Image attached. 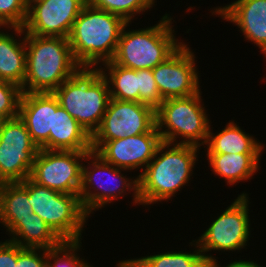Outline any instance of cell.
<instances>
[{
    "instance_id": "cell-2",
    "label": "cell",
    "mask_w": 266,
    "mask_h": 267,
    "mask_svg": "<svg viewBox=\"0 0 266 267\" xmlns=\"http://www.w3.org/2000/svg\"><path fill=\"white\" fill-rule=\"evenodd\" d=\"M199 148L189 144L162 142L138 177L141 204L149 206L158 201L170 200L181 187L189 183Z\"/></svg>"
},
{
    "instance_id": "cell-27",
    "label": "cell",
    "mask_w": 266,
    "mask_h": 267,
    "mask_svg": "<svg viewBox=\"0 0 266 267\" xmlns=\"http://www.w3.org/2000/svg\"><path fill=\"white\" fill-rule=\"evenodd\" d=\"M80 244L81 240L63 241L56 248L48 249L46 253L47 267H91L87 261H83L84 259H80L75 254L78 249L80 250Z\"/></svg>"
},
{
    "instance_id": "cell-12",
    "label": "cell",
    "mask_w": 266,
    "mask_h": 267,
    "mask_svg": "<svg viewBox=\"0 0 266 267\" xmlns=\"http://www.w3.org/2000/svg\"><path fill=\"white\" fill-rule=\"evenodd\" d=\"M38 151L19 116L6 119L0 128V182H22L29 178Z\"/></svg>"
},
{
    "instance_id": "cell-24",
    "label": "cell",
    "mask_w": 266,
    "mask_h": 267,
    "mask_svg": "<svg viewBox=\"0 0 266 267\" xmlns=\"http://www.w3.org/2000/svg\"><path fill=\"white\" fill-rule=\"evenodd\" d=\"M102 65L107 70L104 71L102 67L98 69L108 82L110 98L139 102L138 70L122 67L112 61H107Z\"/></svg>"
},
{
    "instance_id": "cell-19",
    "label": "cell",
    "mask_w": 266,
    "mask_h": 267,
    "mask_svg": "<svg viewBox=\"0 0 266 267\" xmlns=\"http://www.w3.org/2000/svg\"><path fill=\"white\" fill-rule=\"evenodd\" d=\"M205 145L207 154H261L264 150L263 144L246 134L234 121L229 122L218 134L209 129Z\"/></svg>"
},
{
    "instance_id": "cell-14",
    "label": "cell",
    "mask_w": 266,
    "mask_h": 267,
    "mask_svg": "<svg viewBox=\"0 0 266 267\" xmlns=\"http://www.w3.org/2000/svg\"><path fill=\"white\" fill-rule=\"evenodd\" d=\"M88 0H44L27 11L23 30L27 34L68 38L73 23Z\"/></svg>"
},
{
    "instance_id": "cell-4",
    "label": "cell",
    "mask_w": 266,
    "mask_h": 267,
    "mask_svg": "<svg viewBox=\"0 0 266 267\" xmlns=\"http://www.w3.org/2000/svg\"><path fill=\"white\" fill-rule=\"evenodd\" d=\"M59 104L92 136L106 112L110 92L97 68H81L54 92Z\"/></svg>"
},
{
    "instance_id": "cell-13",
    "label": "cell",
    "mask_w": 266,
    "mask_h": 267,
    "mask_svg": "<svg viewBox=\"0 0 266 267\" xmlns=\"http://www.w3.org/2000/svg\"><path fill=\"white\" fill-rule=\"evenodd\" d=\"M183 43L164 62L152 69L163 100L189 97L200 91L194 53Z\"/></svg>"
},
{
    "instance_id": "cell-23",
    "label": "cell",
    "mask_w": 266,
    "mask_h": 267,
    "mask_svg": "<svg viewBox=\"0 0 266 267\" xmlns=\"http://www.w3.org/2000/svg\"><path fill=\"white\" fill-rule=\"evenodd\" d=\"M14 38L13 34L0 31V80L22 88L26 73L25 36L22 42Z\"/></svg>"
},
{
    "instance_id": "cell-33",
    "label": "cell",
    "mask_w": 266,
    "mask_h": 267,
    "mask_svg": "<svg viewBox=\"0 0 266 267\" xmlns=\"http://www.w3.org/2000/svg\"><path fill=\"white\" fill-rule=\"evenodd\" d=\"M218 260L215 262L211 263L209 267H220L221 265L217 263ZM224 267H262L260 264L258 265L256 262L253 261H233L229 264H227Z\"/></svg>"
},
{
    "instance_id": "cell-31",
    "label": "cell",
    "mask_w": 266,
    "mask_h": 267,
    "mask_svg": "<svg viewBox=\"0 0 266 267\" xmlns=\"http://www.w3.org/2000/svg\"><path fill=\"white\" fill-rule=\"evenodd\" d=\"M46 253L47 249L22 248L17 244V264L15 267H47Z\"/></svg>"
},
{
    "instance_id": "cell-30",
    "label": "cell",
    "mask_w": 266,
    "mask_h": 267,
    "mask_svg": "<svg viewBox=\"0 0 266 267\" xmlns=\"http://www.w3.org/2000/svg\"><path fill=\"white\" fill-rule=\"evenodd\" d=\"M139 103L156 110L164 101L156 85L152 69L138 70Z\"/></svg>"
},
{
    "instance_id": "cell-17",
    "label": "cell",
    "mask_w": 266,
    "mask_h": 267,
    "mask_svg": "<svg viewBox=\"0 0 266 267\" xmlns=\"http://www.w3.org/2000/svg\"><path fill=\"white\" fill-rule=\"evenodd\" d=\"M214 10L212 14L237 25L244 38L259 46L266 57V0H236Z\"/></svg>"
},
{
    "instance_id": "cell-22",
    "label": "cell",
    "mask_w": 266,
    "mask_h": 267,
    "mask_svg": "<svg viewBox=\"0 0 266 267\" xmlns=\"http://www.w3.org/2000/svg\"><path fill=\"white\" fill-rule=\"evenodd\" d=\"M10 241L22 248L53 249L63 241L36 214L18 222L10 231ZM12 234V235H11Z\"/></svg>"
},
{
    "instance_id": "cell-8",
    "label": "cell",
    "mask_w": 266,
    "mask_h": 267,
    "mask_svg": "<svg viewBox=\"0 0 266 267\" xmlns=\"http://www.w3.org/2000/svg\"><path fill=\"white\" fill-rule=\"evenodd\" d=\"M88 160H91L92 163H90V161L86 162L87 164L89 163L88 166L83 163L82 182L79 191L81 204L88 216L93 211H96V209L99 210L98 208L101 209L105 204L111 203L113 200L124 195L126 193L125 191H134L133 203H135V205L141 204L138 195V177L134 180H132V178H126L120 171H124L125 169L117 168L105 162L93 151L87 154V161ZM106 175L109 177L106 182H103L104 180H102V178Z\"/></svg>"
},
{
    "instance_id": "cell-5",
    "label": "cell",
    "mask_w": 266,
    "mask_h": 267,
    "mask_svg": "<svg viewBox=\"0 0 266 267\" xmlns=\"http://www.w3.org/2000/svg\"><path fill=\"white\" fill-rule=\"evenodd\" d=\"M172 18L165 14L152 27L121 31L113 63L133 70L153 69L171 56L183 42L175 39Z\"/></svg>"
},
{
    "instance_id": "cell-11",
    "label": "cell",
    "mask_w": 266,
    "mask_h": 267,
    "mask_svg": "<svg viewBox=\"0 0 266 267\" xmlns=\"http://www.w3.org/2000/svg\"><path fill=\"white\" fill-rule=\"evenodd\" d=\"M156 125L155 110L134 101L110 98L99 128L91 136L92 151L106 141L149 132Z\"/></svg>"
},
{
    "instance_id": "cell-3",
    "label": "cell",
    "mask_w": 266,
    "mask_h": 267,
    "mask_svg": "<svg viewBox=\"0 0 266 267\" xmlns=\"http://www.w3.org/2000/svg\"><path fill=\"white\" fill-rule=\"evenodd\" d=\"M125 24L121 17L87 2L68 37L74 59L82 68H95L100 62L111 61Z\"/></svg>"
},
{
    "instance_id": "cell-10",
    "label": "cell",
    "mask_w": 266,
    "mask_h": 267,
    "mask_svg": "<svg viewBox=\"0 0 266 267\" xmlns=\"http://www.w3.org/2000/svg\"><path fill=\"white\" fill-rule=\"evenodd\" d=\"M91 151L39 149L30 179L52 190L79 195L83 161Z\"/></svg>"
},
{
    "instance_id": "cell-6",
    "label": "cell",
    "mask_w": 266,
    "mask_h": 267,
    "mask_svg": "<svg viewBox=\"0 0 266 267\" xmlns=\"http://www.w3.org/2000/svg\"><path fill=\"white\" fill-rule=\"evenodd\" d=\"M201 100L199 91L189 97L165 99L159 105L155 110V118L163 142L178 144L177 138L182 136L179 144L204 146L210 129V120ZM164 127L167 129L164 130Z\"/></svg>"
},
{
    "instance_id": "cell-16",
    "label": "cell",
    "mask_w": 266,
    "mask_h": 267,
    "mask_svg": "<svg viewBox=\"0 0 266 267\" xmlns=\"http://www.w3.org/2000/svg\"><path fill=\"white\" fill-rule=\"evenodd\" d=\"M60 106L53 92L22 93L19 118L25 123L39 149L49 150V132H53V111Z\"/></svg>"
},
{
    "instance_id": "cell-35",
    "label": "cell",
    "mask_w": 266,
    "mask_h": 267,
    "mask_svg": "<svg viewBox=\"0 0 266 267\" xmlns=\"http://www.w3.org/2000/svg\"><path fill=\"white\" fill-rule=\"evenodd\" d=\"M4 121H5V119L2 116H0V128L2 127V124Z\"/></svg>"
},
{
    "instance_id": "cell-34",
    "label": "cell",
    "mask_w": 266,
    "mask_h": 267,
    "mask_svg": "<svg viewBox=\"0 0 266 267\" xmlns=\"http://www.w3.org/2000/svg\"><path fill=\"white\" fill-rule=\"evenodd\" d=\"M41 1H44V0H26V4H27V7L29 8L32 4L41 2Z\"/></svg>"
},
{
    "instance_id": "cell-32",
    "label": "cell",
    "mask_w": 266,
    "mask_h": 267,
    "mask_svg": "<svg viewBox=\"0 0 266 267\" xmlns=\"http://www.w3.org/2000/svg\"><path fill=\"white\" fill-rule=\"evenodd\" d=\"M17 264V244L7 239L0 242V267H15Z\"/></svg>"
},
{
    "instance_id": "cell-20",
    "label": "cell",
    "mask_w": 266,
    "mask_h": 267,
    "mask_svg": "<svg viewBox=\"0 0 266 267\" xmlns=\"http://www.w3.org/2000/svg\"><path fill=\"white\" fill-rule=\"evenodd\" d=\"M33 214L28 195V178L0 185V223L9 232L18 222Z\"/></svg>"
},
{
    "instance_id": "cell-25",
    "label": "cell",
    "mask_w": 266,
    "mask_h": 267,
    "mask_svg": "<svg viewBox=\"0 0 266 267\" xmlns=\"http://www.w3.org/2000/svg\"><path fill=\"white\" fill-rule=\"evenodd\" d=\"M197 250L187 252H166L147 257L119 261L117 267H209L197 243Z\"/></svg>"
},
{
    "instance_id": "cell-28",
    "label": "cell",
    "mask_w": 266,
    "mask_h": 267,
    "mask_svg": "<svg viewBox=\"0 0 266 267\" xmlns=\"http://www.w3.org/2000/svg\"><path fill=\"white\" fill-rule=\"evenodd\" d=\"M26 0H0V29L23 27L27 18Z\"/></svg>"
},
{
    "instance_id": "cell-7",
    "label": "cell",
    "mask_w": 266,
    "mask_h": 267,
    "mask_svg": "<svg viewBox=\"0 0 266 267\" xmlns=\"http://www.w3.org/2000/svg\"><path fill=\"white\" fill-rule=\"evenodd\" d=\"M28 195L38 215L62 241H80L88 218L79 195L65 194L36 184L28 178Z\"/></svg>"
},
{
    "instance_id": "cell-18",
    "label": "cell",
    "mask_w": 266,
    "mask_h": 267,
    "mask_svg": "<svg viewBox=\"0 0 266 267\" xmlns=\"http://www.w3.org/2000/svg\"><path fill=\"white\" fill-rule=\"evenodd\" d=\"M49 150L92 151L91 136L61 106L53 111V132H49Z\"/></svg>"
},
{
    "instance_id": "cell-9",
    "label": "cell",
    "mask_w": 266,
    "mask_h": 267,
    "mask_svg": "<svg viewBox=\"0 0 266 267\" xmlns=\"http://www.w3.org/2000/svg\"><path fill=\"white\" fill-rule=\"evenodd\" d=\"M248 199L245 192L239 195L196 241L208 265L217 259L205 252L236 251L247 246L250 236Z\"/></svg>"
},
{
    "instance_id": "cell-15",
    "label": "cell",
    "mask_w": 266,
    "mask_h": 267,
    "mask_svg": "<svg viewBox=\"0 0 266 267\" xmlns=\"http://www.w3.org/2000/svg\"><path fill=\"white\" fill-rule=\"evenodd\" d=\"M162 142L155 125L147 133L106 141L95 153L105 162L125 171L142 166L139 177Z\"/></svg>"
},
{
    "instance_id": "cell-26",
    "label": "cell",
    "mask_w": 266,
    "mask_h": 267,
    "mask_svg": "<svg viewBox=\"0 0 266 267\" xmlns=\"http://www.w3.org/2000/svg\"><path fill=\"white\" fill-rule=\"evenodd\" d=\"M95 8L105 10L131 23L137 13L151 9L155 0H88ZM142 11V12H141Z\"/></svg>"
},
{
    "instance_id": "cell-21",
    "label": "cell",
    "mask_w": 266,
    "mask_h": 267,
    "mask_svg": "<svg viewBox=\"0 0 266 267\" xmlns=\"http://www.w3.org/2000/svg\"><path fill=\"white\" fill-rule=\"evenodd\" d=\"M261 154H207L213 172L229 185L251 179L259 169Z\"/></svg>"
},
{
    "instance_id": "cell-1",
    "label": "cell",
    "mask_w": 266,
    "mask_h": 267,
    "mask_svg": "<svg viewBox=\"0 0 266 267\" xmlns=\"http://www.w3.org/2000/svg\"><path fill=\"white\" fill-rule=\"evenodd\" d=\"M9 28L14 29L17 37L25 34L26 73L21 88L23 93L54 92L82 68L73 57L68 38L27 34L23 27Z\"/></svg>"
},
{
    "instance_id": "cell-29",
    "label": "cell",
    "mask_w": 266,
    "mask_h": 267,
    "mask_svg": "<svg viewBox=\"0 0 266 267\" xmlns=\"http://www.w3.org/2000/svg\"><path fill=\"white\" fill-rule=\"evenodd\" d=\"M22 93L17 85L0 80V116L5 120L18 117Z\"/></svg>"
}]
</instances>
